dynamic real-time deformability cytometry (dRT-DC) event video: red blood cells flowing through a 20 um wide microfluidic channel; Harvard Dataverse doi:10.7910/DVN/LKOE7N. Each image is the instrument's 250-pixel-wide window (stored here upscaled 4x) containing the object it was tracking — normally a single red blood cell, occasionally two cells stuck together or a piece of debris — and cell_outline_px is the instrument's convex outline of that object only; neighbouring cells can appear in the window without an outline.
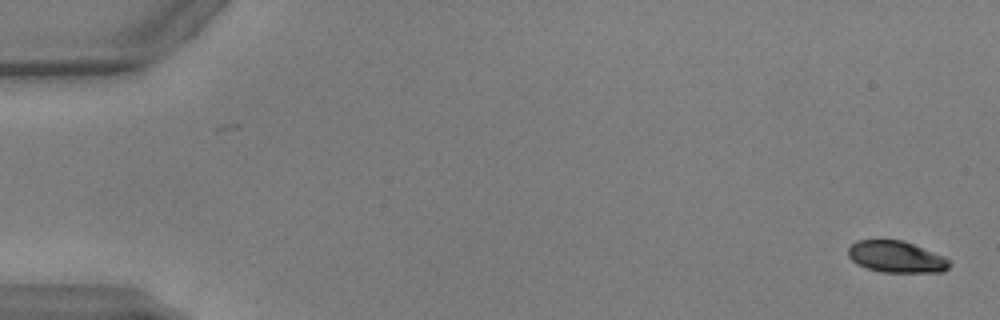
{"species": "common noctule bat (a hibernating species)", "species_latin": "Nyctalus noctula", "temperature_condition": "warm", "stored_images_in_passage": 52, "camera_frame_rate_fps": 3000, "um_per_image_px": 0.085, "animal": {"sex": "male", "body_mass_g": 17.9, "forearm_length_mm": 54.2}, "frame": {"image": 1, "passage_image": 1, "time_ms": 0.0, "image_size_px": [1000, 320], "cell_outline_px": [[952, 264], [948, 268], [940, 272], [880, 272], [856, 264], [848, 256], [848, 248], [856, 240], [880, 236], [904, 240], [944, 256]], "centroid_in_image_um": [76.13, 21.77], "position_along_channel_um": 8.9, "area_um2": 19.36}}
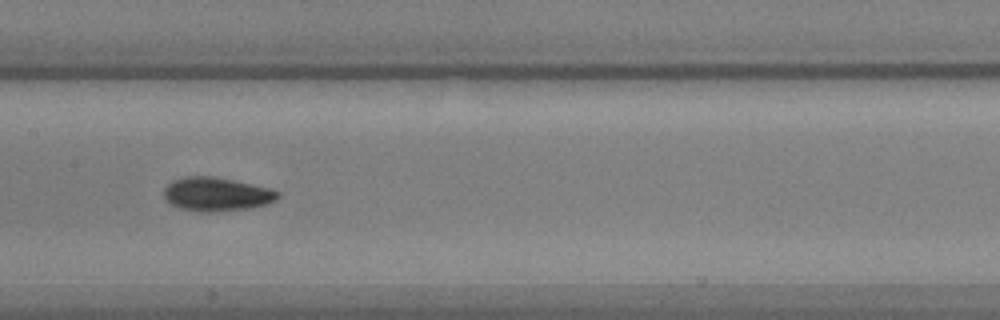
{"frame": {"image": 2, "passage_image": 26, "time_ms": 8.333, "image_size_px": [1000, 320], "cell_outline_px": [[280, 196], [276, 200], [268, 204], [248, 208], [216, 212], [204, 212], [180, 208], [172, 204], [164, 196], [164, 188], [172, 180], [184, 176], [212, 176], [252, 184], [268, 188], [280, 192]], "centroid_in_image_um": [18.42, 16.5], "position_along_channel_um": 189.0, "area_um2": 22.31}}
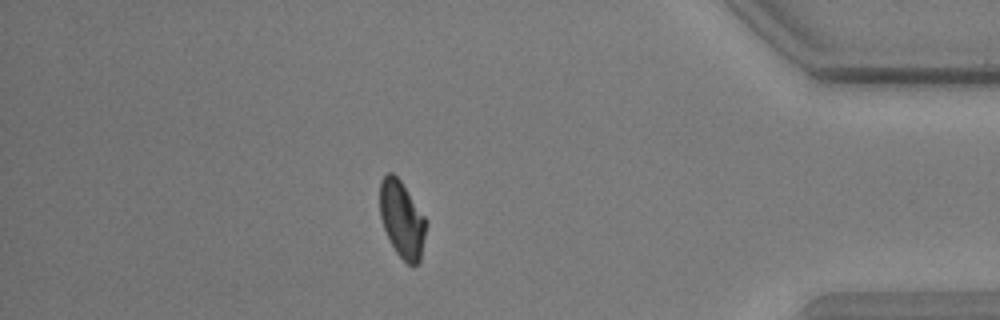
{"frame": {"image": 3, "passage_image": 45, "time_ms": 14.667, "image_size_px": [1000, 320], "cell_outline_px": [[428, 224], [420, 260], [416, 264], [408, 264], [396, 252], [384, 228], [380, 216], [380, 180], [388, 172], [392, 172], [400, 180], [428, 220]], "centroid_in_image_um": [34.19, 18.63], "position_along_channel_um": 401.0, "area_um2": 20.63}, "authors_computed_cell_mechanics": {"area_um2": 21.0392, "velocity_mm_per_s": 3.9177, "shape_relaxation_time_tau1_ms": 3.0952, "shape_relaxation_time_tau2_ms": 1.5707, "deformation_change_tau1": 0.1149, "deformation_change_tau2": 0.0577}}